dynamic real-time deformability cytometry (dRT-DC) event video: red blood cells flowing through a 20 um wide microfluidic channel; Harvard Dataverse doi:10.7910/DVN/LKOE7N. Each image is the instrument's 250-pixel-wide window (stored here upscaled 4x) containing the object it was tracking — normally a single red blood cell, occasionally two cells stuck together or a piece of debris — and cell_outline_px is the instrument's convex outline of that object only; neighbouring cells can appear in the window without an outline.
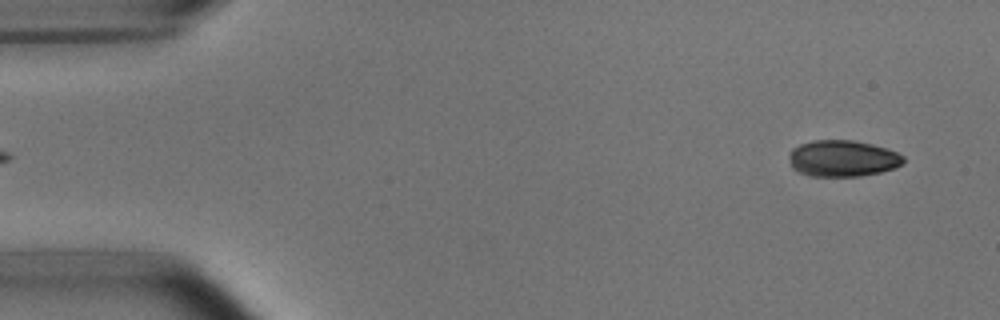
{"species": "common noctule bat (a hibernating species)", "species_latin": "Nyctalus noctula", "temperature_condition": "room temperature", "stored_images_in_passage": 5, "segment_of_instrument_passage": [2, 2], "camera_frame_rate_fps": 3000, "um_per_image_px": 0.085, "animal": {"sex": "male", "body_mass_g": 15.6}, "frame": {"image": 1, "passage_image": 5, "time_ms": 4.667, "image_size_px": [1000, 320], "cell_outline_px": [[904, 164], [896, 168], [880, 172], [860, 176], [812, 176], [800, 172], [792, 168], [788, 156], [792, 148], [800, 144], [812, 140], [852, 140], [872, 144], [896, 152], [904, 156]], "centroid_in_image_um": [71.62, 13.46], "position_along_channel_um": 13.4, "area_um2": 24.33}}